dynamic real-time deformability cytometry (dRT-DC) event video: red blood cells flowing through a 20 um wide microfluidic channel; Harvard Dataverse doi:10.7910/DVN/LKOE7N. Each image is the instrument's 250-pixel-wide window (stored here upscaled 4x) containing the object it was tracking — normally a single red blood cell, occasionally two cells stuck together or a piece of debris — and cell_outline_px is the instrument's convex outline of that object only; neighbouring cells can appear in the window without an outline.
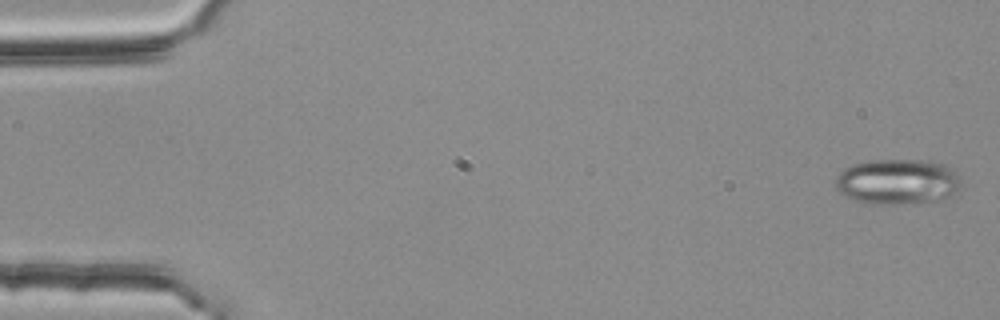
{"species": "common noctule bat (a hibernating species)", "species_latin": "Nyctalus noctula", "temperature_condition": "room temperature", "stored_images_in_passage": 54, "camera_frame_rate_fps": 3000, "um_per_image_px": 0.085, "animal": {"sex": "female", "body_mass_g": 25.1}, "frame": {"image": 1, "passage_image": 1, "time_ms": 0.0, "image_size_px": [1000, 320], "cell_outline_px": [[960, 188], [948, 196], [936, 200], [880, 204], [876, 204], [856, 200], [844, 196], [836, 188], [836, 176], [844, 168], [852, 164], [868, 160], [932, 160], [944, 164], [952, 168], [960, 176]], "centroid_in_image_um": [76.28, 15.4], "position_along_channel_um": 8.7, "area_um2": 33.06}}
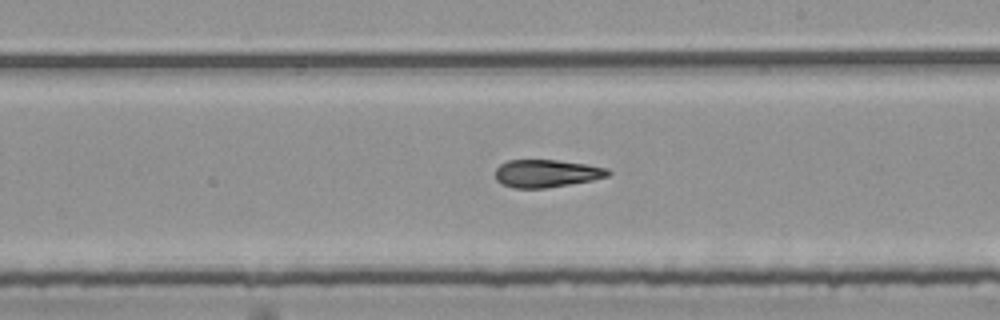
{"frame": {"image": 2, "passage_image": 31, "time_ms": 10.0, "image_size_px": [1000, 320], "cell_outline_px": [[612, 172], [608, 176], [592, 180], [544, 188], [512, 188], [496, 180], [496, 168], [500, 164], [508, 160], [556, 160], [588, 164], [608, 168]], "centroid_in_image_um": [46.47, 14.73], "position_along_channel_um": 242.5, "area_um2": 18.15}}
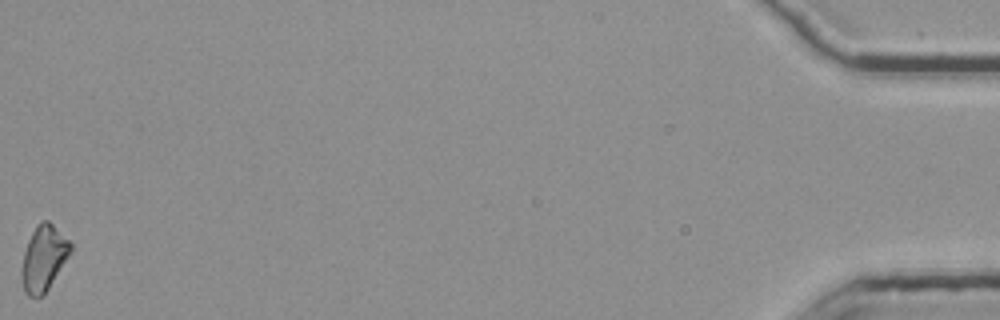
{"frame": {"image": 3, "passage_image": 54, "time_ms": 17.667, "image_size_px": [1000, 320], "cell_outline_px": [[72, 252], [44, 296], [28, 296], [24, 292], [20, 276], [20, 268], [24, 252], [28, 240], [36, 224], [40, 220], [48, 220], [72, 244]], "centroid_in_image_um": [3.69, 21.97], "position_along_channel_um": 431.5, "area_um2": 18.96}, "authors_computed_cell_mechanics": {"area_um2": 18.9873, "velocity_mm_per_s": 3.7922, "shape_relaxation_time_tau1_ms": 8.2918, "shape_relaxation_time_tau2_ms": 2.6575, "deformation_change_tau1": 0.2267, "deformation_change_tau2": 0.102}}